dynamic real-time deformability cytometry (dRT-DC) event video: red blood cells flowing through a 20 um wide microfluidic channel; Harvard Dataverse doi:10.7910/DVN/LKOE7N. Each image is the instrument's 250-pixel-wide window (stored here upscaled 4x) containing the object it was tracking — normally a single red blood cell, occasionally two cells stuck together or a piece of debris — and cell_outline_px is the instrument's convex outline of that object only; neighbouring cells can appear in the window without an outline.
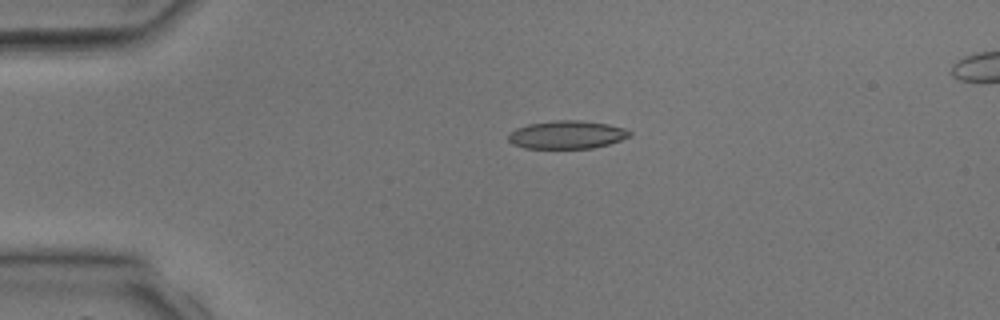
{"species": "common noctule bat (a hibernating species)", "species_latin": "Nyctalus noctula", "temperature_condition": "room temperature", "stored_images_in_passage": 4, "camera_frame_rate_fps": 3000, "um_per_image_px": 0.085, "animal": {"sex": "male", "body_mass_g": 17.9, "forearm_length_mm": 54.2}, "frame": {"image": 1, "passage_image": 2, "time_ms": 1.667, "image_size_px": [1000, 320], "cell_outline_px": [[632, 136], [608, 144], [592, 148], [524, 148], [512, 144], [508, 140], [508, 132], [516, 128], [528, 124], [556, 120], [580, 120], [608, 124], [628, 128], [632, 132]], "centroid_in_image_um": [48.2, 11.44], "position_along_channel_um": 36.8, "area_um2": 20.06}}